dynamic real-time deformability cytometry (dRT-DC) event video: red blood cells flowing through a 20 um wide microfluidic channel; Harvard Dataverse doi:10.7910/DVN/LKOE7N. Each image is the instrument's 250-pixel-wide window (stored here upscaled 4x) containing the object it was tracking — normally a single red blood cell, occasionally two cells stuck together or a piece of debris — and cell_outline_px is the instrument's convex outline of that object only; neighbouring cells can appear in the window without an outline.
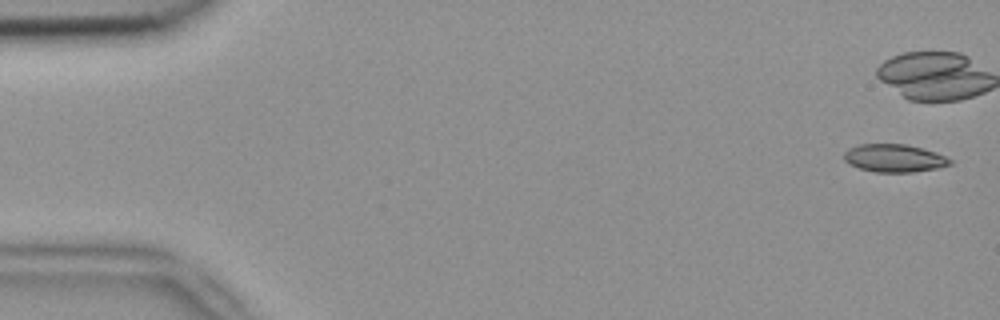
{"species": "common noctule bat (a hibernating species)", "species_latin": "Nyctalus noctula", "temperature_condition": "room temperature", "stored_images_in_passage": 6, "camera_frame_rate_fps": 3000, "um_per_image_px": 0.085, "animal": {"sex": "female", "body_mass_g": 18.4}, "frame": {"image": 1, "passage_image": 1, "time_ms": 0.0, "image_size_px": [1000, 320], "cell_outline_px": [[952, 164], [936, 168], [912, 172], [876, 172], [860, 168], [848, 164], [844, 160], [844, 152], [848, 148], [860, 144], [904, 144], [936, 152], [952, 160]], "centroid_in_image_um": [75.98, 13.44], "position_along_channel_um": 9.0, "area_um2": 17.11}}